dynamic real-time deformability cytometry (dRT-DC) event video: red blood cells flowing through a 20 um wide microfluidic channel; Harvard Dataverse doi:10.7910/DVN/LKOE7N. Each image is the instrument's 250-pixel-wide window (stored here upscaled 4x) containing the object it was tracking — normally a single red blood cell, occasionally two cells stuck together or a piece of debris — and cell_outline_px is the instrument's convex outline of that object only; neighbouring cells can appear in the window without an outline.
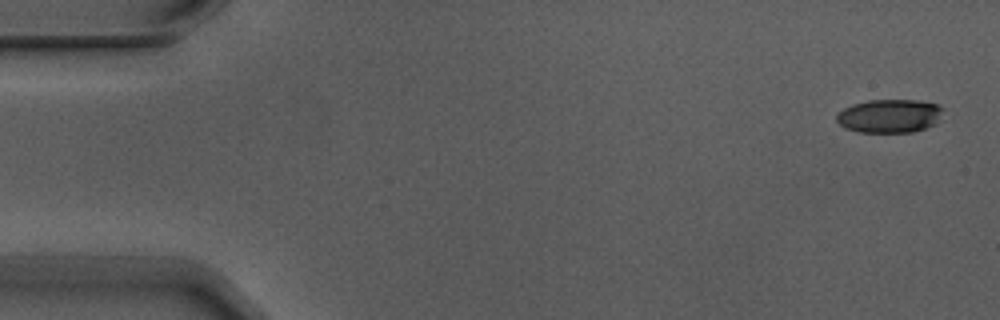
{"species": "Egyptian fruit bat (a non-hibernating species)", "species_latin": "Rousettus aegyptiacus", "temperature_condition": "warm", "stored_images_in_passage": 2, "camera_frame_rate_fps": 3000, "um_per_image_px": 0.085, "animal": {"sex": "male"}, "frame": {"image": 1, "passage_image": 1, "time_ms": 0.0, "image_size_px": [1000, 320], "cell_outline_px": [[944, 108], [932, 124], [924, 128], [912, 132], [860, 132], [844, 128], [836, 120], [836, 116], [844, 108], [852, 104], [868, 100], [920, 100], [940, 104]], "centroid_in_image_um": [75.58, 9.84], "position_along_channel_um": 9.4, "area_um2": 20.63}}